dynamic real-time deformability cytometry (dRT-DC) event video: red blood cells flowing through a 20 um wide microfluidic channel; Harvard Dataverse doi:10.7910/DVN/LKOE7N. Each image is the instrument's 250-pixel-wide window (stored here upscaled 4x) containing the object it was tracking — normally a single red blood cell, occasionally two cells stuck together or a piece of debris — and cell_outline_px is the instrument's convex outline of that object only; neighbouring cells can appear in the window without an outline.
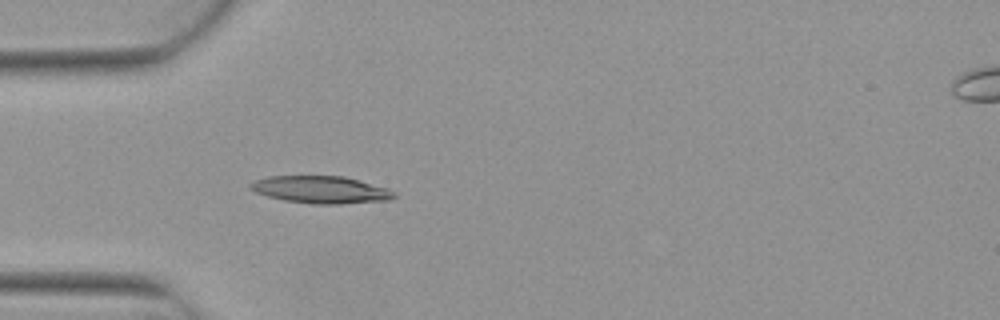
{"species": "Egyptian fruit bat (a non-hibernating species)", "species_latin": "Rousettus aegyptiacus", "temperature_condition": "warm", "stored_images_in_passage": 4, "camera_frame_rate_fps": 3000, "um_per_image_px": 0.085, "animal": {"sex": "female"}, "frame": {"image": 1, "passage_image": 4, "time_ms": 1.0, "image_size_px": [1000, 320], "cell_outline_px": [[396, 196], [388, 200], [340, 204], [312, 204], [284, 200], [268, 196], [256, 192], [248, 188], [248, 184], [256, 180], [268, 176], [344, 176], [388, 188], [396, 192]], "centroid_in_image_um": [27.28, 16.12], "position_along_channel_um": 57.7, "area_um2": 22.89}}